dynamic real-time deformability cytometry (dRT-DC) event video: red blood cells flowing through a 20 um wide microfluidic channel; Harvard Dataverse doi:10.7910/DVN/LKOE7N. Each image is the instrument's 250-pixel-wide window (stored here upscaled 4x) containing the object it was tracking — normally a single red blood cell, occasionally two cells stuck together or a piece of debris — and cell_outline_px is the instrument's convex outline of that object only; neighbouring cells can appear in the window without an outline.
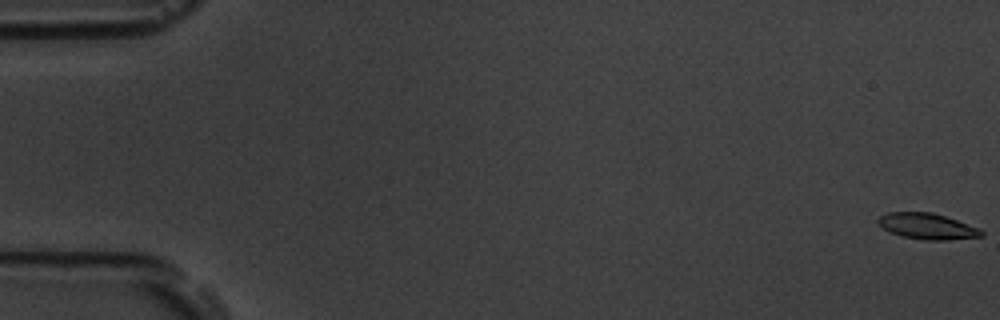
{"species": "common noctule bat (a hibernating species)", "species_latin": "Nyctalus noctula", "temperature_condition": "room temperature", "stored_images_in_passage": 9, "camera_frame_rate_fps": 3000, "um_per_image_px": 0.085, "animal": {"sex": "male", "body_mass_g": 19.5, "forearm_length_mm": 54.6}, "frame": {"image": 1, "passage_image": 1, "time_ms": 0.0, "image_size_px": [1000, 320], "cell_outline_px": [[984, 236], [944, 240], [924, 240], [900, 236], [888, 232], [876, 220], [880, 216], [888, 212], [932, 212], [980, 228], [984, 232]], "centroid_in_image_um": [78.81, 19.24], "position_along_channel_um": 6.2, "area_um2": 15.61}}